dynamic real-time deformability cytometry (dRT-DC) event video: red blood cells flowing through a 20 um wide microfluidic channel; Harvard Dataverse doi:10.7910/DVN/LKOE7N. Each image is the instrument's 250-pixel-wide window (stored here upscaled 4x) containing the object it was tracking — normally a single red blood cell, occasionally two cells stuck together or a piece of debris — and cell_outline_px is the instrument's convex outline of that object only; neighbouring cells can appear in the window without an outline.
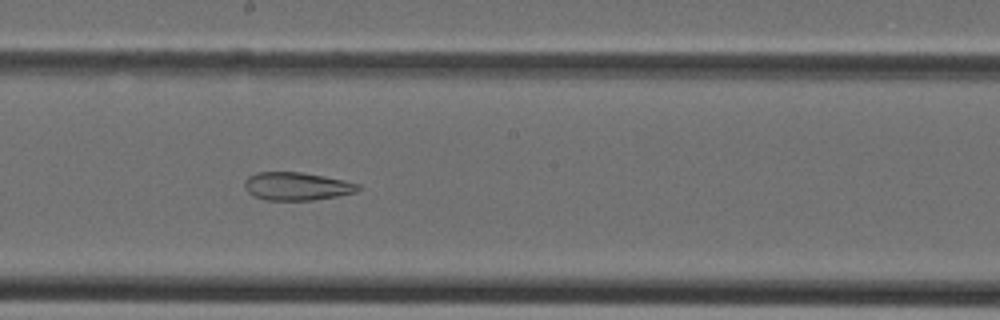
{"species": "Egyptian fruit bat (a non-hibernating species)", "species_latin": "Rousettus aegyptiacus", "temperature_condition": "cold", "stored_images_in_passage": 34, "camera_frame_rate_fps": 3000, "um_per_image_px": 0.085, "animal": {"sex": "female"}, "frame": {"image": 1, "passage_image": 15, "time_ms": 4.667, "image_size_px": [1000, 320], "cell_outline_px": [[360, 188], [356, 192], [336, 196], [312, 200], [264, 200], [252, 196], [244, 188], [244, 180], [248, 176], [256, 172], [300, 172], [344, 180], [360, 184]], "centroid_in_image_um": [25.17, 15.83], "position_along_channel_um": 223.0, "area_um2": 18.61}}
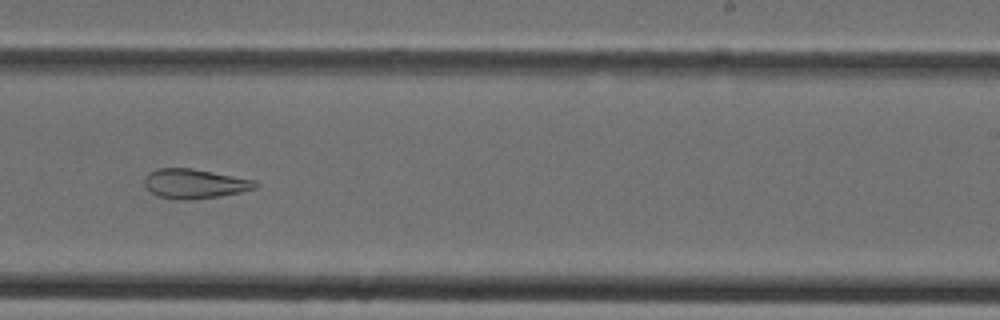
{"frame": {"image": 2, "passage_image": 18, "time_ms": 5.667, "image_size_px": [1000, 320], "cell_outline_px": [[260, 184], [256, 188], [240, 192], [220, 196], [160, 196], [152, 192], [144, 184], [144, 176], [148, 172], [156, 168], [192, 168], [256, 180]], "centroid_in_image_um": [16.59, 15.54], "position_along_channel_um": 272.4, "area_um2": 18.15}}
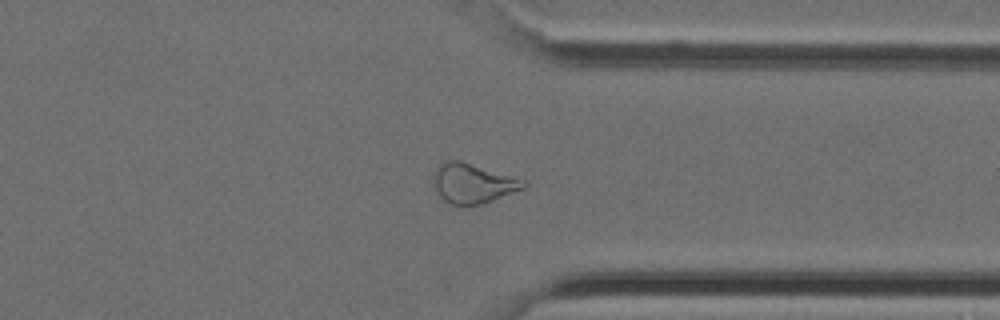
{"frame": {"image": 3, "passage_image": 24, "time_ms": 7.667, "image_size_px": [1000, 320], "cell_outline_px": [[528, 184], [524, 188], [480, 204], [464, 208], [448, 204], [440, 196], [432, 180], [436, 168], [440, 164], [448, 160], [460, 160], [528, 180]], "centroid_in_image_um": [40.2, 15.6], "position_along_channel_um": 371.2, "area_um2": 21.15}}